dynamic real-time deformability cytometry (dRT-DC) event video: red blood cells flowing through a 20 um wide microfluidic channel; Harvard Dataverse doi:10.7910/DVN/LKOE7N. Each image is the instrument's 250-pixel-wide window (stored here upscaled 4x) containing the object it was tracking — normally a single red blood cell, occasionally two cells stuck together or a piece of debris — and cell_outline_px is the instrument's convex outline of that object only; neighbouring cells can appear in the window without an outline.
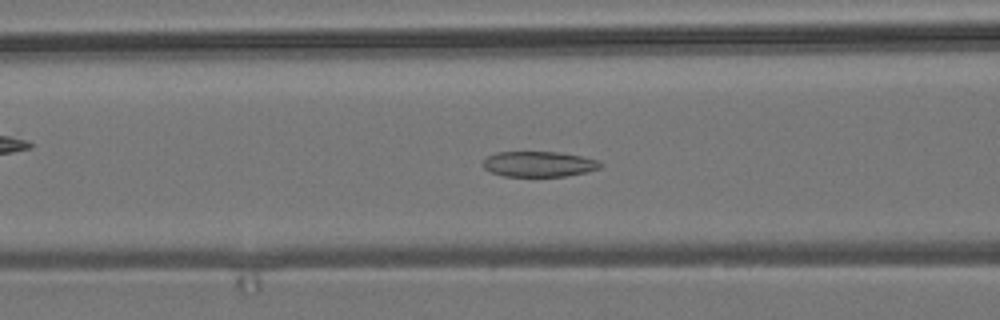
{"species": "common noctule bat (a hibernating species)", "species_latin": "Nyctalus noctula", "temperature_condition": "room temperature", "stored_images_in_passage": 54, "camera_frame_rate_fps": 3000, "um_per_image_px": 0.085, "animal": {"sex": "male", "body_mass_g": 19.2, "forearm_length_mm": 51.8}, "frame": {"image": 1, "passage_image": 21, "time_ms": 6.667, "image_size_px": [1000, 320], "cell_outline_px": [[604, 164], [600, 168], [588, 172], [564, 176], [504, 176], [492, 172], [484, 168], [480, 164], [488, 156], [496, 152], [556, 152], [580, 156], [600, 160]], "centroid_in_image_um": [45.82, 13.94], "position_along_channel_um": 120.8, "area_um2": 17.46}}
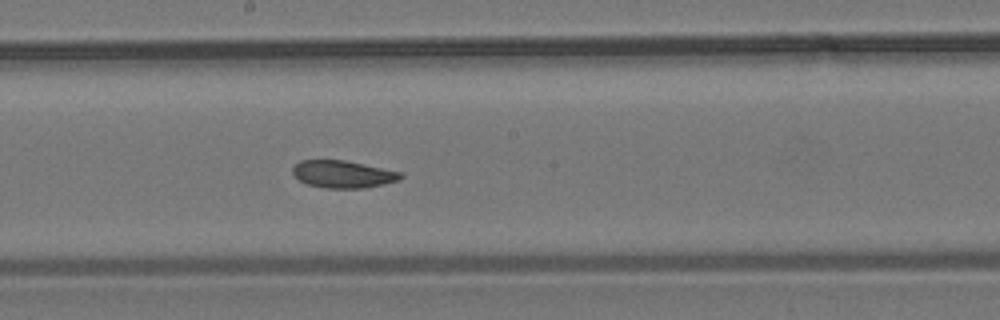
{"frame": {"image": 2, "passage_image": 29, "time_ms": 9.333, "image_size_px": [1000, 320], "cell_outline_px": [[404, 176], [400, 180], [384, 184], [364, 188], [324, 188], [308, 184], [300, 180], [292, 172], [292, 168], [300, 160], [344, 160], [400, 172]], "centroid_in_image_um": [29.15, 14.81], "position_along_channel_um": 219.0, "area_um2": 17.05}}
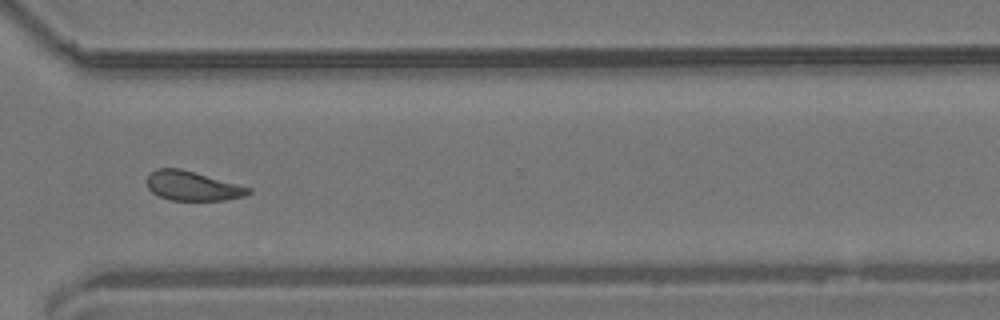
{"frame": {"image": 3, "passage_image": 40, "time_ms": 13.0, "image_size_px": [1000, 320], "cell_outline_px": [[252, 192], [244, 196], [224, 200], [172, 200], [160, 196], [152, 192], [148, 188], [148, 176], [156, 168], [180, 168], [252, 188]], "centroid_in_image_um": [16.38, 15.8], "position_along_channel_um": 354.2, "area_um2": 17.17}, "authors_computed_cell_mechanics": {"area_um2": 18.207, "velocity_mm_per_s": 3.7009, "shape_relaxation_time_tau1_ms": 9.0409, "shape_relaxation_time_tau2_ms": 5.8677, "deformation_change_tau1": 0.1418, "deformation_change_tau2": 0.1031}}